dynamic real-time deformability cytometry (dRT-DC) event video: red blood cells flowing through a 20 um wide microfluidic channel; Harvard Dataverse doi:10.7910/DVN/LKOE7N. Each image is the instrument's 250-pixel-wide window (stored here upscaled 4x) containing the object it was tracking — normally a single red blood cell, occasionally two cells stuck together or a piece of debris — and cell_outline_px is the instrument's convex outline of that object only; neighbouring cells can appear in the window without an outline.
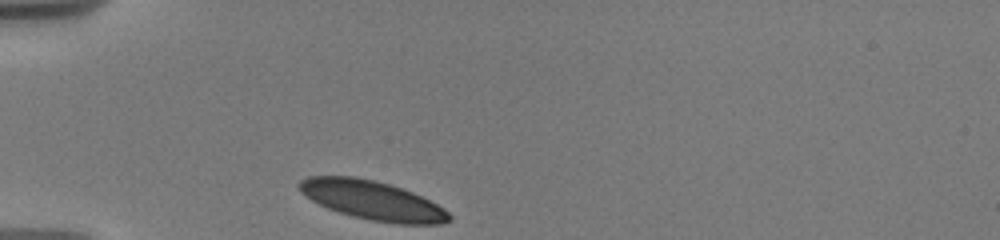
{"species": "human", "species_latin": "Homo sapiens", "temperature_condition": "warm", "stored_images_in_passage": 17, "camera_frame_rate_fps": 3000, "um_per_image_px": 0.085, "donor": {"sex": "male"}, "frame": {"image": 1, "passage_image": 1, "time_ms": 0.0, "image_size_px": [1000, 240], "cell_outline_px": [[452, 220], [440, 224], [396, 224], [372, 220], [352, 216], [328, 208], [312, 200], [300, 192], [296, 184], [300, 180], [308, 176], [356, 176], [388, 184], [412, 192], [444, 208], [452, 216]], "centroid_in_image_um": [31.64, 17.03], "position_along_channel_um": 53.4, "area_um2": 33.93}}
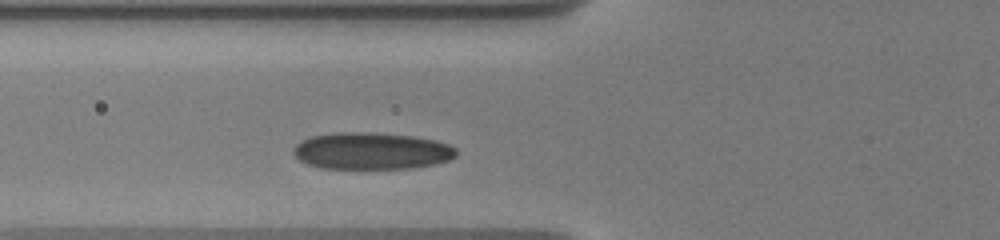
{"frame": {"image": 2, "passage_image": 9, "time_ms": 1.667, "image_size_px": [1000, 240], "cell_outline_px": [[456, 156], [448, 160], [436, 164], [412, 168], [320, 168], [308, 164], [300, 160], [292, 152], [292, 148], [300, 140], [312, 136], [336, 132], [372, 132], [412, 136], [436, 140], [448, 144], [456, 148]], "centroid_in_image_um": [31.57, 12.82], "position_along_channel_um": 94.2, "area_um2": 35.14}}
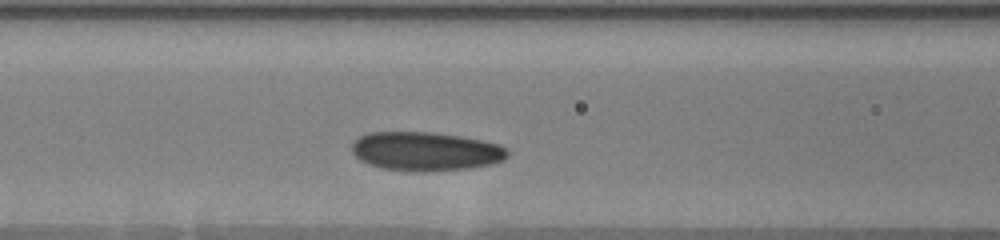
{"frame": {"image": 3, "passage_image": 14, "time_ms": 2.667, "image_size_px": [1000, 240], "cell_outline_px": [[508, 156], [504, 160], [488, 164], [468, 168], [380, 168], [368, 164], [360, 160], [352, 152], [352, 144], [360, 136], [368, 132], [432, 132], [460, 136], [480, 140], [496, 144], [504, 148], [508, 152]], "centroid_in_image_um": [36.14, 12.8], "position_along_channel_um": 130.5, "area_um2": 33.76}}